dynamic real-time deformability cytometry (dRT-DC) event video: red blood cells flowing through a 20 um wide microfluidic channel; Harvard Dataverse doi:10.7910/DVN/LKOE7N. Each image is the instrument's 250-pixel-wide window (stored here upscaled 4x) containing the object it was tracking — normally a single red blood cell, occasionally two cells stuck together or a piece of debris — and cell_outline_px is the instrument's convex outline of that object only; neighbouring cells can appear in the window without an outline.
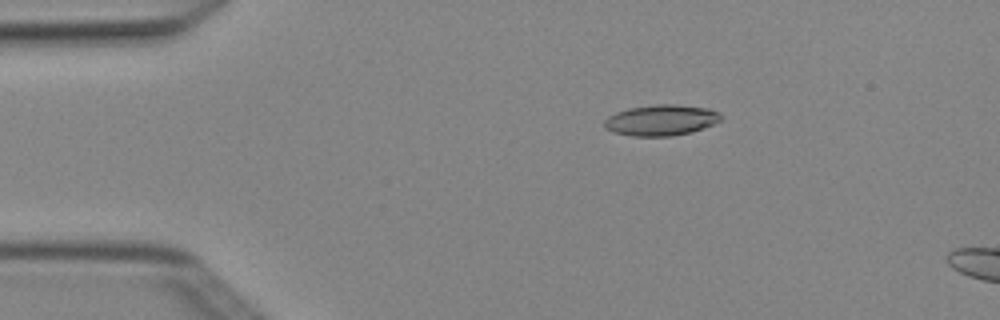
{"species": "Egyptian fruit bat (a non-hibernating species)", "species_latin": "Rousettus aegyptiacus", "temperature_condition": "cold", "stored_images_in_passage": 4, "camera_frame_rate_fps": 3000, "um_per_image_px": 0.085, "animal": {"sex": "female"}, "frame": {"image": 1, "passage_image": 3, "time_ms": 0.667, "image_size_px": [1000, 320], "cell_outline_px": [[724, 116], [720, 120], [712, 124], [692, 132], [672, 136], [632, 136], [612, 132], [604, 128], [604, 120], [608, 116], [616, 112], [628, 108], [652, 104], [676, 104], [708, 108], [720, 112]], "centroid_in_image_um": [56.18, 10.2], "position_along_channel_um": 28.8, "area_um2": 21.21}}